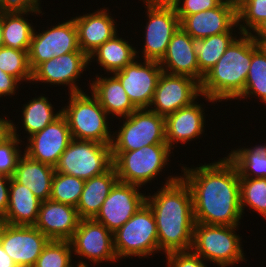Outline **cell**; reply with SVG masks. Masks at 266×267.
<instances>
[{"label": "cell", "mask_w": 266, "mask_h": 267, "mask_svg": "<svg viewBox=\"0 0 266 267\" xmlns=\"http://www.w3.org/2000/svg\"><path fill=\"white\" fill-rule=\"evenodd\" d=\"M212 162L197 167L180 163V175L192 193L194 221L208 225H241L244 216L238 169L227 156Z\"/></svg>", "instance_id": "obj_1"}, {"label": "cell", "mask_w": 266, "mask_h": 267, "mask_svg": "<svg viewBox=\"0 0 266 267\" xmlns=\"http://www.w3.org/2000/svg\"><path fill=\"white\" fill-rule=\"evenodd\" d=\"M163 180L166 181L154 194L146 196L156 221L159 252L167 255L189 251L195 225L190 187L177 173Z\"/></svg>", "instance_id": "obj_2"}, {"label": "cell", "mask_w": 266, "mask_h": 267, "mask_svg": "<svg viewBox=\"0 0 266 267\" xmlns=\"http://www.w3.org/2000/svg\"><path fill=\"white\" fill-rule=\"evenodd\" d=\"M252 61V36L241 33L204 75L200 93L216 102L235 100L244 90Z\"/></svg>", "instance_id": "obj_3"}, {"label": "cell", "mask_w": 266, "mask_h": 267, "mask_svg": "<svg viewBox=\"0 0 266 267\" xmlns=\"http://www.w3.org/2000/svg\"><path fill=\"white\" fill-rule=\"evenodd\" d=\"M89 93L86 91L69 93L68 103L61 107L72 139L111 145L113 129L109 120L113 118L101 107L98 99Z\"/></svg>", "instance_id": "obj_4"}, {"label": "cell", "mask_w": 266, "mask_h": 267, "mask_svg": "<svg viewBox=\"0 0 266 267\" xmlns=\"http://www.w3.org/2000/svg\"><path fill=\"white\" fill-rule=\"evenodd\" d=\"M240 226L195 223L191 250L217 267H236L244 260L246 263L242 236L236 232Z\"/></svg>", "instance_id": "obj_5"}, {"label": "cell", "mask_w": 266, "mask_h": 267, "mask_svg": "<svg viewBox=\"0 0 266 267\" xmlns=\"http://www.w3.org/2000/svg\"><path fill=\"white\" fill-rule=\"evenodd\" d=\"M171 154L174 157L167 144L147 145L133 151H112L118 181L145 188L147 183L162 178L161 173L171 163Z\"/></svg>", "instance_id": "obj_6"}, {"label": "cell", "mask_w": 266, "mask_h": 267, "mask_svg": "<svg viewBox=\"0 0 266 267\" xmlns=\"http://www.w3.org/2000/svg\"><path fill=\"white\" fill-rule=\"evenodd\" d=\"M114 250L119 260L148 258L159 253L156 221L145 203L123 226L113 233Z\"/></svg>", "instance_id": "obj_7"}, {"label": "cell", "mask_w": 266, "mask_h": 267, "mask_svg": "<svg viewBox=\"0 0 266 267\" xmlns=\"http://www.w3.org/2000/svg\"><path fill=\"white\" fill-rule=\"evenodd\" d=\"M145 4L147 19L142 32L143 46L138 49L141 58L160 61L166 53L173 34L180 28V20L175 7L168 0H140Z\"/></svg>", "instance_id": "obj_8"}, {"label": "cell", "mask_w": 266, "mask_h": 267, "mask_svg": "<svg viewBox=\"0 0 266 267\" xmlns=\"http://www.w3.org/2000/svg\"><path fill=\"white\" fill-rule=\"evenodd\" d=\"M119 119V123L123 122L113 131L111 151H133L147 145L167 144L164 116L142 108L123 117L124 120Z\"/></svg>", "instance_id": "obj_9"}, {"label": "cell", "mask_w": 266, "mask_h": 267, "mask_svg": "<svg viewBox=\"0 0 266 267\" xmlns=\"http://www.w3.org/2000/svg\"><path fill=\"white\" fill-rule=\"evenodd\" d=\"M113 166L111 145L72 139L54 167L55 172L88 180Z\"/></svg>", "instance_id": "obj_10"}, {"label": "cell", "mask_w": 266, "mask_h": 267, "mask_svg": "<svg viewBox=\"0 0 266 267\" xmlns=\"http://www.w3.org/2000/svg\"><path fill=\"white\" fill-rule=\"evenodd\" d=\"M70 243L73 257L77 256L75 259L81 258L77 261L82 265L90 267L89 262H92L95 266L102 262L107 264L118 263L114 250L113 233L93 218L80 219L78 228L70 239ZM83 259H86V261Z\"/></svg>", "instance_id": "obj_11"}, {"label": "cell", "mask_w": 266, "mask_h": 267, "mask_svg": "<svg viewBox=\"0 0 266 267\" xmlns=\"http://www.w3.org/2000/svg\"><path fill=\"white\" fill-rule=\"evenodd\" d=\"M43 31L36 26L28 51L30 68L33 71L39 64L69 52H82L78 44L77 29L73 20L58 22Z\"/></svg>", "instance_id": "obj_12"}, {"label": "cell", "mask_w": 266, "mask_h": 267, "mask_svg": "<svg viewBox=\"0 0 266 267\" xmlns=\"http://www.w3.org/2000/svg\"><path fill=\"white\" fill-rule=\"evenodd\" d=\"M88 66L89 57L83 52H69L59 57H53L51 60L39 64L32 71L31 84L37 86L39 82L40 85L43 83V86L44 83L54 87L62 85L68 86V93L83 92L85 90L79 87L82 86L79 79L85 73L83 71L89 69Z\"/></svg>", "instance_id": "obj_13"}, {"label": "cell", "mask_w": 266, "mask_h": 267, "mask_svg": "<svg viewBox=\"0 0 266 267\" xmlns=\"http://www.w3.org/2000/svg\"><path fill=\"white\" fill-rule=\"evenodd\" d=\"M141 189L118 181L93 219L110 232H116L146 203V191L144 193Z\"/></svg>", "instance_id": "obj_14"}, {"label": "cell", "mask_w": 266, "mask_h": 267, "mask_svg": "<svg viewBox=\"0 0 266 267\" xmlns=\"http://www.w3.org/2000/svg\"><path fill=\"white\" fill-rule=\"evenodd\" d=\"M200 93V84L191 77L162 72L148 109L166 117L190 105Z\"/></svg>", "instance_id": "obj_15"}, {"label": "cell", "mask_w": 266, "mask_h": 267, "mask_svg": "<svg viewBox=\"0 0 266 267\" xmlns=\"http://www.w3.org/2000/svg\"><path fill=\"white\" fill-rule=\"evenodd\" d=\"M140 60L136 58L125 68L114 73L137 109L149 108L159 77L163 72L158 61L141 58Z\"/></svg>", "instance_id": "obj_16"}, {"label": "cell", "mask_w": 266, "mask_h": 267, "mask_svg": "<svg viewBox=\"0 0 266 267\" xmlns=\"http://www.w3.org/2000/svg\"><path fill=\"white\" fill-rule=\"evenodd\" d=\"M200 98L212 104L217 103L201 94V97L199 96L190 105L182 107L165 117L166 143L171 150L174 151V148L178 147V143L181 145L188 144L190 141L203 137L206 129L205 124L207 123L205 118L207 117L205 116L206 110L203 107L205 104L199 102Z\"/></svg>", "instance_id": "obj_17"}, {"label": "cell", "mask_w": 266, "mask_h": 267, "mask_svg": "<svg viewBox=\"0 0 266 267\" xmlns=\"http://www.w3.org/2000/svg\"><path fill=\"white\" fill-rule=\"evenodd\" d=\"M71 140L67 120L61 115L43 130L28 137L23 152L33 160L55 167Z\"/></svg>", "instance_id": "obj_18"}, {"label": "cell", "mask_w": 266, "mask_h": 267, "mask_svg": "<svg viewBox=\"0 0 266 267\" xmlns=\"http://www.w3.org/2000/svg\"><path fill=\"white\" fill-rule=\"evenodd\" d=\"M49 241L35 226L7 224L0 245L18 267H34Z\"/></svg>", "instance_id": "obj_19"}, {"label": "cell", "mask_w": 266, "mask_h": 267, "mask_svg": "<svg viewBox=\"0 0 266 267\" xmlns=\"http://www.w3.org/2000/svg\"><path fill=\"white\" fill-rule=\"evenodd\" d=\"M237 8L219 4L215 8L185 16L180 21V27L193 39H204L228 31L241 33Z\"/></svg>", "instance_id": "obj_20"}, {"label": "cell", "mask_w": 266, "mask_h": 267, "mask_svg": "<svg viewBox=\"0 0 266 267\" xmlns=\"http://www.w3.org/2000/svg\"><path fill=\"white\" fill-rule=\"evenodd\" d=\"M109 8L105 6L97 10L82 13L73 17L78 36L80 50L88 57L107 40L116 35L120 29Z\"/></svg>", "instance_id": "obj_21"}, {"label": "cell", "mask_w": 266, "mask_h": 267, "mask_svg": "<svg viewBox=\"0 0 266 267\" xmlns=\"http://www.w3.org/2000/svg\"><path fill=\"white\" fill-rule=\"evenodd\" d=\"M80 219L76 207L49 199L41 203L34 226L50 240H70Z\"/></svg>", "instance_id": "obj_22"}, {"label": "cell", "mask_w": 266, "mask_h": 267, "mask_svg": "<svg viewBox=\"0 0 266 267\" xmlns=\"http://www.w3.org/2000/svg\"><path fill=\"white\" fill-rule=\"evenodd\" d=\"M43 8L37 7H5L0 15L3 31V46L19 51H29L35 27L32 20L27 18L33 15H42ZM31 21V23L29 22Z\"/></svg>", "instance_id": "obj_23"}, {"label": "cell", "mask_w": 266, "mask_h": 267, "mask_svg": "<svg viewBox=\"0 0 266 267\" xmlns=\"http://www.w3.org/2000/svg\"><path fill=\"white\" fill-rule=\"evenodd\" d=\"M159 64L166 73L188 76L199 83V66L193 51V38L181 27L173 34Z\"/></svg>", "instance_id": "obj_24"}, {"label": "cell", "mask_w": 266, "mask_h": 267, "mask_svg": "<svg viewBox=\"0 0 266 267\" xmlns=\"http://www.w3.org/2000/svg\"><path fill=\"white\" fill-rule=\"evenodd\" d=\"M89 81L87 89L98 99L101 107L111 118L119 119L129 116L137 108L132 104L121 82L114 74L104 77L96 74Z\"/></svg>", "instance_id": "obj_25"}, {"label": "cell", "mask_w": 266, "mask_h": 267, "mask_svg": "<svg viewBox=\"0 0 266 267\" xmlns=\"http://www.w3.org/2000/svg\"><path fill=\"white\" fill-rule=\"evenodd\" d=\"M46 95H36V97H31V99L26 102L25 104H22V114H21V122L18 121V124L16 125V122L13 121V135L16 136L19 140H21L24 144L25 142L21 139L22 136L20 135L19 131L24 129L23 133H26V136H23L24 140L25 138H28L32 136L33 134L43 130L47 125L54 122L57 118H59L62 115V108H60L58 111L55 110L51 103V101L48 99ZM21 136V137H20Z\"/></svg>", "instance_id": "obj_26"}, {"label": "cell", "mask_w": 266, "mask_h": 267, "mask_svg": "<svg viewBox=\"0 0 266 267\" xmlns=\"http://www.w3.org/2000/svg\"><path fill=\"white\" fill-rule=\"evenodd\" d=\"M119 33L100 45L96 51L89 56V64L97 62L100 70L106 71L108 74H114L122 70L134 59L140 58L141 54L134 47V44L129 43V39L122 38Z\"/></svg>", "instance_id": "obj_27"}, {"label": "cell", "mask_w": 266, "mask_h": 267, "mask_svg": "<svg viewBox=\"0 0 266 267\" xmlns=\"http://www.w3.org/2000/svg\"><path fill=\"white\" fill-rule=\"evenodd\" d=\"M54 174V167L33 160L23 153L12 178L28 187L43 202L50 199Z\"/></svg>", "instance_id": "obj_28"}, {"label": "cell", "mask_w": 266, "mask_h": 267, "mask_svg": "<svg viewBox=\"0 0 266 267\" xmlns=\"http://www.w3.org/2000/svg\"><path fill=\"white\" fill-rule=\"evenodd\" d=\"M41 203L28 187L11 177L8 210L4 218L10 225L34 226Z\"/></svg>", "instance_id": "obj_29"}, {"label": "cell", "mask_w": 266, "mask_h": 267, "mask_svg": "<svg viewBox=\"0 0 266 267\" xmlns=\"http://www.w3.org/2000/svg\"><path fill=\"white\" fill-rule=\"evenodd\" d=\"M118 182L114 166L101 175L85 180L77 211L81 219H91L99 212L111 189Z\"/></svg>", "instance_id": "obj_30"}, {"label": "cell", "mask_w": 266, "mask_h": 267, "mask_svg": "<svg viewBox=\"0 0 266 267\" xmlns=\"http://www.w3.org/2000/svg\"><path fill=\"white\" fill-rule=\"evenodd\" d=\"M228 31L204 39H193V51L197 56L199 66V84L203 81L204 75L207 74L223 56L226 49L241 33Z\"/></svg>", "instance_id": "obj_31"}, {"label": "cell", "mask_w": 266, "mask_h": 267, "mask_svg": "<svg viewBox=\"0 0 266 267\" xmlns=\"http://www.w3.org/2000/svg\"><path fill=\"white\" fill-rule=\"evenodd\" d=\"M227 154L236 165L239 177L266 178V143L252 147H235Z\"/></svg>", "instance_id": "obj_32"}, {"label": "cell", "mask_w": 266, "mask_h": 267, "mask_svg": "<svg viewBox=\"0 0 266 267\" xmlns=\"http://www.w3.org/2000/svg\"><path fill=\"white\" fill-rule=\"evenodd\" d=\"M251 97V98H250ZM258 98L266 105V56L257 50L252 37V61L243 92L235 100Z\"/></svg>", "instance_id": "obj_33"}, {"label": "cell", "mask_w": 266, "mask_h": 267, "mask_svg": "<svg viewBox=\"0 0 266 267\" xmlns=\"http://www.w3.org/2000/svg\"><path fill=\"white\" fill-rule=\"evenodd\" d=\"M240 204L242 215L249 207L266 220V178L240 177Z\"/></svg>", "instance_id": "obj_34"}, {"label": "cell", "mask_w": 266, "mask_h": 267, "mask_svg": "<svg viewBox=\"0 0 266 267\" xmlns=\"http://www.w3.org/2000/svg\"><path fill=\"white\" fill-rule=\"evenodd\" d=\"M85 180L55 172L52 179L50 200L77 207Z\"/></svg>", "instance_id": "obj_35"}, {"label": "cell", "mask_w": 266, "mask_h": 267, "mask_svg": "<svg viewBox=\"0 0 266 267\" xmlns=\"http://www.w3.org/2000/svg\"><path fill=\"white\" fill-rule=\"evenodd\" d=\"M0 69L17 78L21 83H31L32 70L28 51H19L10 47H0Z\"/></svg>", "instance_id": "obj_36"}, {"label": "cell", "mask_w": 266, "mask_h": 267, "mask_svg": "<svg viewBox=\"0 0 266 267\" xmlns=\"http://www.w3.org/2000/svg\"><path fill=\"white\" fill-rule=\"evenodd\" d=\"M70 240H50L34 267H68L75 259Z\"/></svg>", "instance_id": "obj_37"}, {"label": "cell", "mask_w": 266, "mask_h": 267, "mask_svg": "<svg viewBox=\"0 0 266 267\" xmlns=\"http://www.w3.org/2000/svg\"><path fill=\"white\" fill-rule=\"evenodd\" d=\"M241 33L251 34L266 18V0H243L237 8Z\"/></svg>", "instance_id": "obj_38"}, {"label": "cell", "mask_w": 266, "mask_h": 267, "mask_svg": "<svg viewBox=\"0 0 266 267\" xmlns=\"http://www.w3.org/2000/svg\"><path fill=\"white\" fill-rule=\"evenodd\" d=\"M23 142L16 136H12L7 142L0 146V174L12 177L24 150ZM20 145V146H19ZM22 149V150H21Z\"/></svg>", "instance_id": "obj_39"}, {"label": "cell", "mask_w": 266, "mask_h": 267, "mask_svg": "<svg viewBox=\"0 0 266 267\" xmlns=\"http://www.w3.org/2000/svg\"><path fill=\"white\" fill-rule=\"evenodd\" d=\"M176 9L181 21L185 16L217 7V0H168Z\"/></svg>", "instance_id": "obj_40"}, {"label": "cell", "mask_w": 266, "mask_h": 267, "mask_svg": "<svg viewBox=\"0 0 266 267\" xmlns=\"http://www.w3.org/2000/svg\"><path fill=\"white\" fill-rule=\"evenodd\" d=\"M164 257L167 260L165 264L167 267H208L207 262L192 250L172 252Z\"/></svg>", "instance_id": "obj_41"}, {"label": "cell", "mask_w": 266, "mask_h": 267, "mask_svg": "<svg viewBox=\"0 0 266 267\" xmlns=\"http://www.w3.org/2000/svg\"><path fill=\"white\" fill-rule=\"evenodd\" d=\"M21 84L17 78L0 69V98H4V96L12 97L17 91L18 94V89L21 87Z\"/></svg>", "instance_id": "obj_42"}, {"label": "cell", "mask_w": 266, "mask_h": 267, "mask_svg": "<svg viewBox=\"0 0 266 267\" xmlns=\"http://www.w3.org/2000/svg\"><path fill=\"white\" fill-rule=\"evenodd\" d=\"M11 177L0 174V216H5L8 210L9 189Z\"/></svg>", "instance_id": "obj_43"}, {"label": "cell", "mask_w": 266, "mask_h": 267, "mask_svg": "<svg viewBox=\"0 0 266 267\" xmlns=\"http://www.w3.org/2000/svg\"><path fill=\"white\" fill-rule=\"evenodd\" d=\"M3 116V117H2ZM0 115V146L13 136V120Z\"/></svg>", "instance_id": "obj_44"}, {"label": "cell", "mask_w": 266, "mask_h": 267, "mask_svg": "<svg viewBox=\"0 0 266 267\" xmlns=\"http://www.w3.org/2000/svg\"><path fill=\"white\" fill-rule=\"evenodd\" d=\"M0 267H18L0 245Z\"/></svg>", "instance_id": "obj_45"}, {"label": "cell", "mask_w": 266, "mask_h": 267, "mask_svg": "<svg viewBox=\"0 0 266 267\" xmlns=\"http://www.w3.org/2000/svg\"><path fill=\"white\" fill-rule=\"evenodd\" d=\"M257 50L266 56V36H252Z\"/></svg>", "instance_id": "obj_46"}, {"label": "cell", "mask_w": 266, "mask_h": 267, "mask_svg": "<svg viewBox=\"0 0 266 267\" xmlns=\"http://www.w3.org/2000/svg\"><path fill=\"white\" fill-rule=\"evenodd\" d=\"M41 1V2H40ZM42 0H19V7H37L42 8Z\"/></svg>", "instance_id": "obj_47"}, {"label": "cell", "mask_w": 266, "mask_h": 267, "mask_svg": "<svg viewBox=\"0 0 266 267\" xmlns=\"http://www.w3.org/2000/svg\"><path fill=\"white\" fill-rule=\"evenodd\" d=\"M251 36H266V18L251 33Z\"/></svg>", "instance_id": "obj_48"}, {"label": "cell", "mask_w": 266, "mask_h": 267, "mask_svg": "<svg viewBox=\"0 0 266 267\" xmlns=\"http://www.w3.org/2000/svg\"><path fill=\"white\" fill-rule=\"evenodd\" d=\"M5 7H19V0H0Z\"/></svg>", "instance_id": "obj_49"}, {"label": "cell", "mask_w": 266, "mask_h": 267, "mask_svg": "<svg viewBox=\"0 0 266 267\" xmlns=\"http://www.w3.org/2000/svg\"><path fill=\"white\" fill-rule=\"evenodd\" d=\"M7 224L8 223L5 218L3 216H0V241Z\"/></svg>", "instance_id": "obj_50"}, {"label": "cell", "mask_w": 266, "mask_h": 267, "mask_svg": "<svg viewBox=\"0 0 266 267\" xmlns=\"http://www.w3.org/2000/svg\"><path fill=\"white\" fill-rule=\"evenodd\" d=\"M220 4L229 5V6H238L234 0H217Z\"/></svg>", "instance_id": "obj_51"}, {"label": "cell", "mask_w": 266, "mask_h": 267, "mask_svg": "<svg viewBox=\"0 0 266 267\" xmlns=\"http://www.w3.org/2000/svg\"><path fill=\"white\" fill-rule=\"evenodd\" d=\"M74 263H77V264H74ZM68 267H88V266L82 265L80 262L75 261L72 264H70Z\"/></svg>", "instance_id": "obj_52"}, {"label": "cell", "mask_w": 266, "mask_h": 267, "mask_svg": "<svg viewBox=\"0 0 266 267\" xmlns=\"http://www.w3.org/2000/svg\"><path fill=\"white\" fill-rule=\"evenodd\" d=\"M3 46V31L0 23V47Z\"/></svg>", "instance_id": "obj_53"}, {"label": "cell", "mask_w": 266, "mask_h": 267, "mask_svg": "<svg viewBox=\"0 0 266 267\" xmlns=\"http://www.w3.org/2000/svg\"><path fill=\"white\" fill-rule=\"evenodd\" d=\"M5 9V6L3 4L0 3V15L2 13V11Z\"/></svg>", "instance_id": "obj_54"}, {"label": "cell", "mask_w": 266, "mask_h": 267, "mask_svg": "<svg viewBox=\"0 0 266 267\" xmlns=\"http://www.w3.org/2000/svg\"><path fill=\"white\" fill-rule=\"evenodd\" d=\"M238 5L243 1V0H234Z\"/></svg>", "instance_id": "obj_55"}]
</instances>
